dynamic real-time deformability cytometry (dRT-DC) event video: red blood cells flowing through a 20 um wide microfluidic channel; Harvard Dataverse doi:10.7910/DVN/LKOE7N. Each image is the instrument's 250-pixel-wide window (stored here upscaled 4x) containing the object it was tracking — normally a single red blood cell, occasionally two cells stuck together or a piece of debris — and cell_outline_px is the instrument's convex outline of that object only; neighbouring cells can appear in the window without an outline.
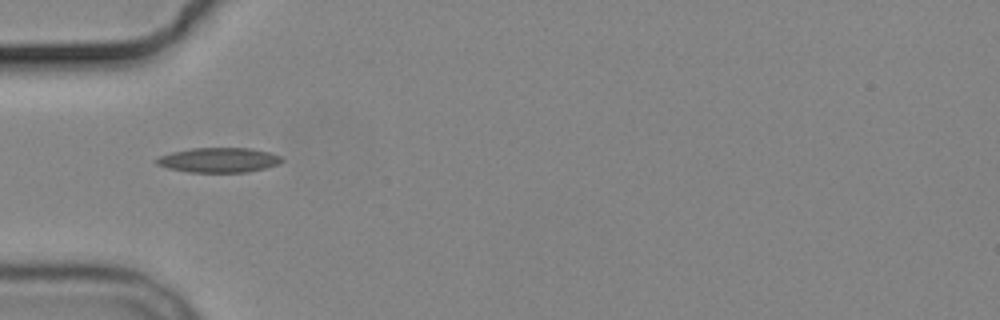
{"species": "common noctule bat (a hibernating species)", "species_latin": "Nyctalus noctula", "temperature_condition": "cold", "stored_images_in_passage": 5, "camera_frame_rate_fps": 3000, "um_per_image_px": 0.085, "animal": {"sex": "male", "body_mass_g": 19.2, "forearm_length_mm": 51.8}, "frame": {"image": 1, "passage_image": 4, "time_ms": 3.667, "image_size_px": [1000, 320], "cell_outline_px": [[284, 160], [280, 164], [248, 172], [188, 172], [168, 168], [156, 164], [156, 160], [160, 156], [172, 152], [192, 148], [252, 148], [268, 152], [280, 156]], "centroid_in_image_um": [18.62, 13.6], "position_along_channel_um": 66.4, "area_um2": 18.03}}
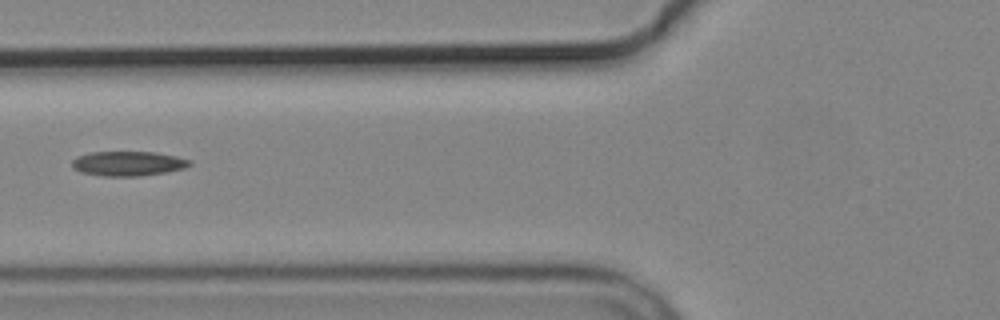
{"frame": {"image": 2, "passage_image": 5, "time_ms": 5.0, "image_size_px": [1000, 320], "cell_outline_px": [[192, 164], [184, 168], [168, 172], [140, 176], [104, 176], [80, 172], [72, 168], [72, 160], [76, 156], [88, 152], [156, 152], [176, 156], [192, 160]], "centroid_in_image_um": [10.88, 13.9], "position_along_channel_um": 114.9, "area_um2": 17.11}}